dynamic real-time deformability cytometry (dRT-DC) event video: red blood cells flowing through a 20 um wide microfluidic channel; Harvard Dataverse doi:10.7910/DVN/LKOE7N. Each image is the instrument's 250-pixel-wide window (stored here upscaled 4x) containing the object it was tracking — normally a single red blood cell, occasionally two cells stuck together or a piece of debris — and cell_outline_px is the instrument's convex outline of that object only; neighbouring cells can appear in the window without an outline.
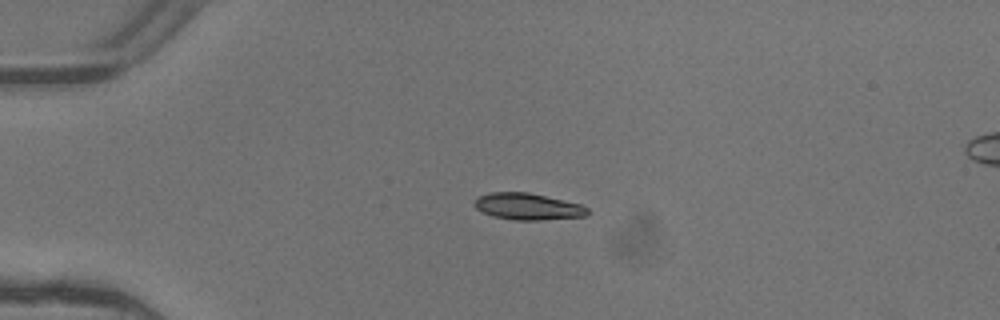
{"species": "common noctule bat (a hibernating species)", "species_latin": "Nyctalus noctula", "temperature_condition": "warm", "stored_images_in_passage": 3, "camera_frame_rate_fps": 3000, "um_per_image_px": 0.085, "animal": {"sex": "female"}, "frame": {"image": 1, "passage_image": 1, "time_ms": 0.0, "image_size_px": [1000, 320], "cell_outline_px": [[588, 212], [584, 216], [540, 220], [512, 220], [492, 216], [476, 208], [472, 204], [476, 196], [492, 192], [528, 192], [580, 204], [588, 208]], "centroid_in_image_um": [44.8, 17.55], "position_along_channel_um": 40.2, "area_um2": 17.51}}
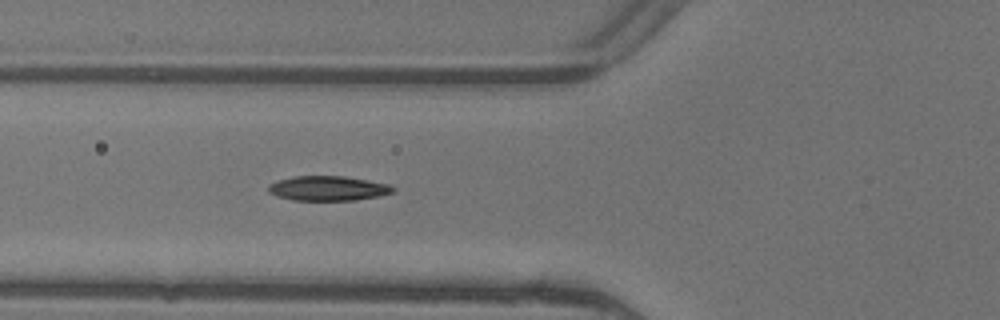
{"frame": {"image": 2, "passage_image": 3, "time_ms": 0.667, "image_size_px": [1000, 320], "cell_outline_px": [[396, 188], [392, 192], [376, 196], [356, 200], [292, 200], [276, 196], [268, 192], [268, 184], [276, 180], [296, 176], [344, 176], [388, 184]], "centroid_in_image_um": [27.82, 16.0], "position_along_channel_um": 98.0, "area_um2": 17.86}}